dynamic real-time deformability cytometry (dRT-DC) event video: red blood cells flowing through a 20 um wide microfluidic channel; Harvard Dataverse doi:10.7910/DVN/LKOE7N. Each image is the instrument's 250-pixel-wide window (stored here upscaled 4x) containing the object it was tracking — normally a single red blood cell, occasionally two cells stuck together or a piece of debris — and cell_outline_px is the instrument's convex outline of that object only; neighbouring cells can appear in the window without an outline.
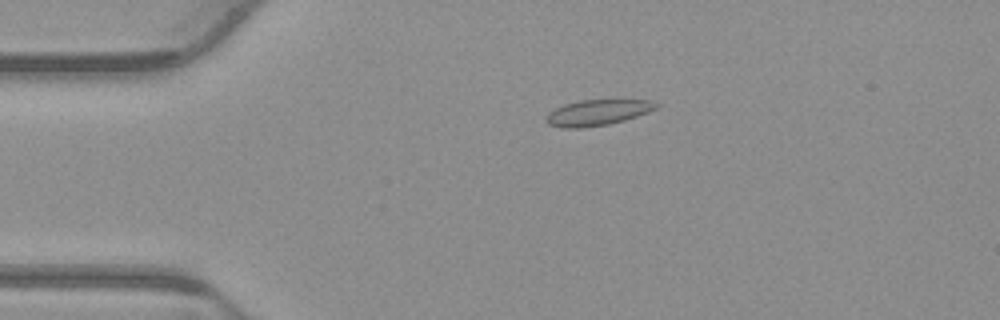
{"species": "common noctule bat (a hibernating species)", "species_latin": "Nyctalus noctula", "temperature_condition": "warm", "stored_images_in_passage": 54, "camera_frame_rate_fps": 3000, "um_per_image_px": 0.085, "animal": {"sex": "male", "body_mass_g": 23.1, "forearm_length_mm": 52.7}, "frame": {"image": 1, "passage_image": 12, "time_ms": 3.667, "image_size_px": [1000, 320], "cell_outline_px": [[660, 108], [624, 120], [608, 124], [580, 128], [564, 128], [548, 124], [544, 120], [544, 116], [548, 112], [564, 104], [580, 100], [612, 96], [652, 100], [660, 104]], "centroid_in_image_um": [50.87, 9.49], "position_along_channel_um": 34.1, "area_um2": 17.69}}
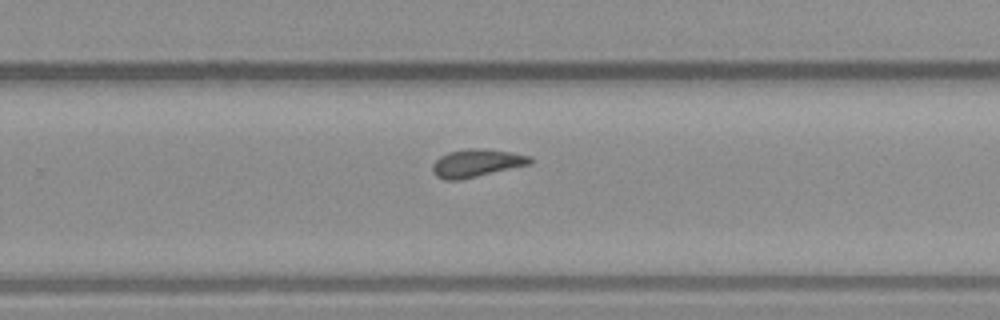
{"frame": {"image": 2, "passage_image": 35, "time_ms": 11.333, "image_size_px": [1000, 320], "cell_outline_px": [[532, 164], [460, 180], [444, 180], [436, 176], [432, 172], [432, 164], [440, 156], [448, 152], [468, 148], [484, 148], [512, 152], [532, 156]], "centroid_in_image_um": [40.52, 13.86], "position_along_channel_um": 289.3, "area_um2": 16.07}}
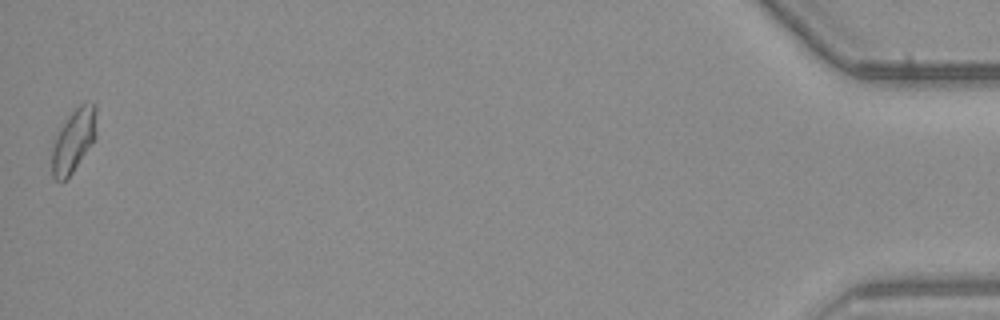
{"frame": {"image": 3, "passage_image": 54, "time_ms": 17.667, "image_size_px": [1000, 320], "cell_outline_px": [[96, 136], [72, 172], [60, 184], [52, 176], [52, 140], [68, 116], [80, 104], [96, 104]], "centroid_in_image_um": [6.22, 11.95], "position_along_channel_um": 429.0, "area_um2": 16.18}, "authors_computed_cell_mechanics": {"area_um2": 15.6349, "velocity_mm_per_s": 3.8353, "shape_relaxation_time_tau1_ms": null, "shape_relaxation_time_tau2_ms": 2.566, "deformation_change_tau1": null, "deformation_change_tau2": 0.0736}}